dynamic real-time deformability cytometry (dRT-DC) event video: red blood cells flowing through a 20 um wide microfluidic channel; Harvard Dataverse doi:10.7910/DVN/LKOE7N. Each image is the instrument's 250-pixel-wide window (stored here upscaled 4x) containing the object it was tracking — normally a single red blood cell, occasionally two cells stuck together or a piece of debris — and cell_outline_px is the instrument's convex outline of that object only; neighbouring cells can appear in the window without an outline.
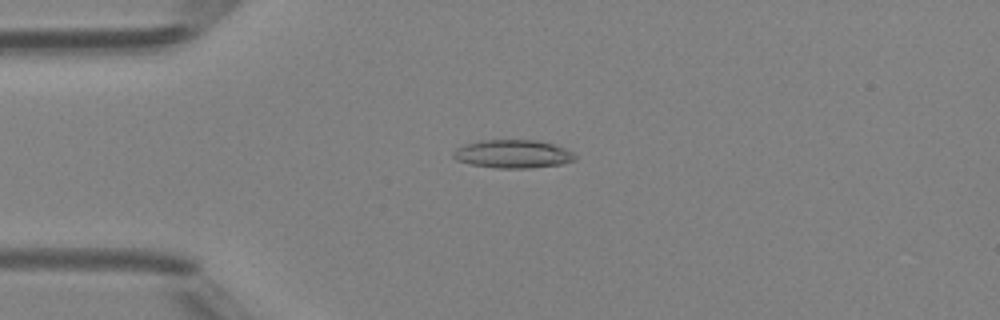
{"species": "Egyptian fruit bat (a non-hibernating species)", "species_latin": "Rousettus aegyptiacus", "temperature_condition": "room temperature", "stored_images_in_passage": 37, "camera_frame_rate_fps": 3000, "um_per_image_px": 0.085, "animal": {"sex": "female"}, "frame": {"image": 1, "passage_image": 1, "time_ms": 0.0, "image_size_px": [1000, 320], "cell_outline_px": [[576, 160], [560, 164], [532, 168], [496, 168], [472, 164], [456, 160], [452, 156], [452, 152], [456, 148], [464, 144], [480, 140], [536, 140], [552, 144], [564, 148], [572, 152], [576, 156]], "centroid_in_image_um": [43.57, 13.08], "position_along_channel_um": 41.4, "area_um2": 20.06}}
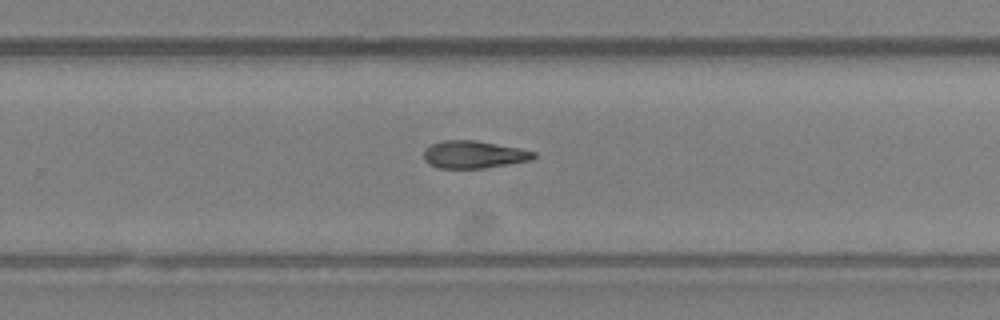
{"frame": {"image": 2, "passage_image": 20, "time_ms": 6.333, "image_size_px": [1000, 320], "cell_outline_px": [[536, 156], [532, 160], [480, 168], [440, 168], [424, 160], [424, 152], [432, 144], [444, 140], [472, 140], [496, 144], [536, 152]], "centroid_in_image_um": [40.27, 13.13], "position_along_channel_um": 289.5, "area_um2": 17.11}}
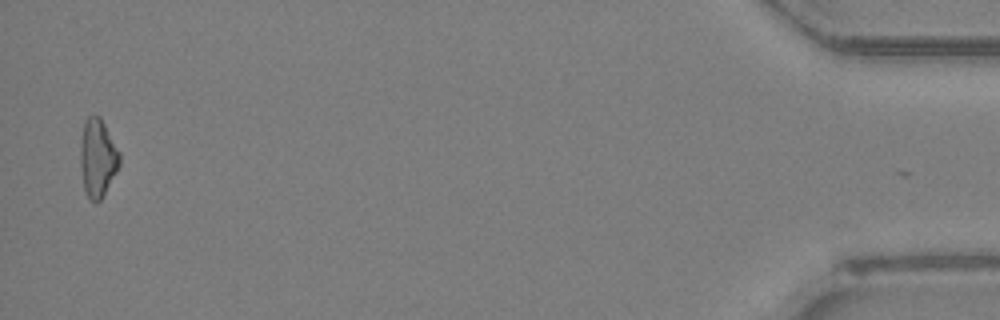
{"frame": {"image": 3, "passage_image": 36, "time_ms": 11.667, "image_size_px": [1000, 320], "cell_outline_px": [[120, 164], [116, 172], [100, 200], [96, 204], [88, 196], [84, 188], [80, 168], [80, 136], [84, 120], [88, 116], [100, 116], [120, 152]], "centroid_in_image_um": [8.28, 13.38], "position_along_channel_um": 426.9, "area_um2": 17.92}, "authors_computed_cell_mechanics": {"area_um2": 17.8602, "velocity_mm_per_s": 4.3168, "shape_relaxation_time_tau1_ms": 8.1491, "shape_relaxation_time_tau2_ms": null, "deformation_change_tau1": 0.2006, "deformation_change_tau2": null}}